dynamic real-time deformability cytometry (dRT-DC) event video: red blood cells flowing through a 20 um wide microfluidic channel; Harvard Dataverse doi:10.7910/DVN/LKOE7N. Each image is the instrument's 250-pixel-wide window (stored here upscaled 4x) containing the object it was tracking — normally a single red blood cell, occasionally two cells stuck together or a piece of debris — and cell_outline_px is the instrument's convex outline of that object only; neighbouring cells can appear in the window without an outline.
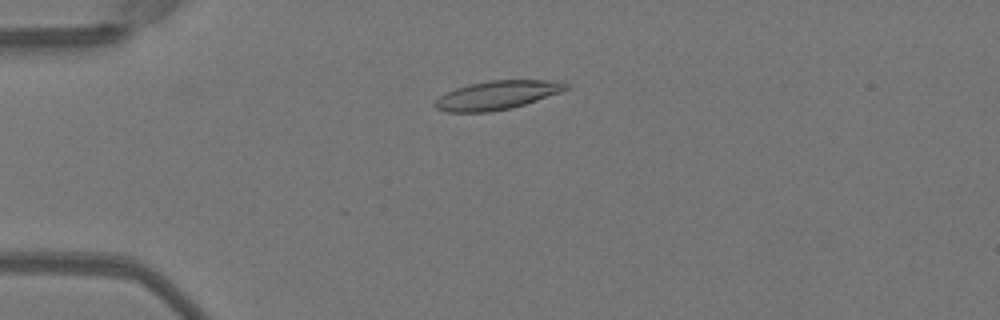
{"species": "Egyptian fruit bat (a non-hibernating species)", "species_latin": "Rousettus aegyptiacus", "temperature_condition": "warm", "stored_images_in_passage": 31, "camera_frame_rate_fps": 3000, "um_per_image_px": 0.085, "animal": {"sex": "female"}, "frame": {"image": 1, "passage_image": 14, "time_ms": 4.333, "image_size_px": [1000, 320], "cell_outline_px": [[568, 88], [560, 92], [512, 108], [488, 112], [448, 112], [436, 108], [432, 104], [440, 96], [456, 88], [468, 84], [488, 80], [564, 80], [568, 84]], "centroid_in_image_um": [42.26, 8.07], "position_along_channel_um": 42.7, "area_um2": 21.91}}
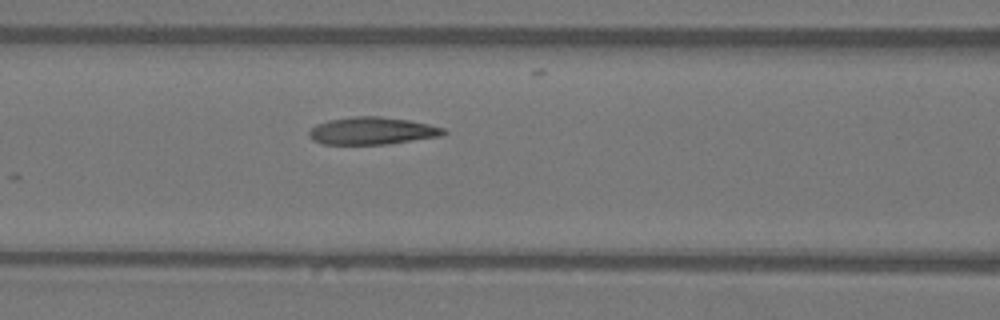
{"frame": {"image": 2, "passage_image": 23, "time_ms": 7.333, "image_size_px": [1000, 320], "cell_outline_px": [[448, 132], [444, 136], [388, 144], [324, 144], [312, 140], [308, 136], [308, 132], [316, 124], [328, 120], [352, 116], [380, 116], [408, 120], [428, 124], [444, 128]], "centroid_in_image_um": [31.65, 11.12], "position_along_channel_um": 135.0, "area_um2": 21.68}}
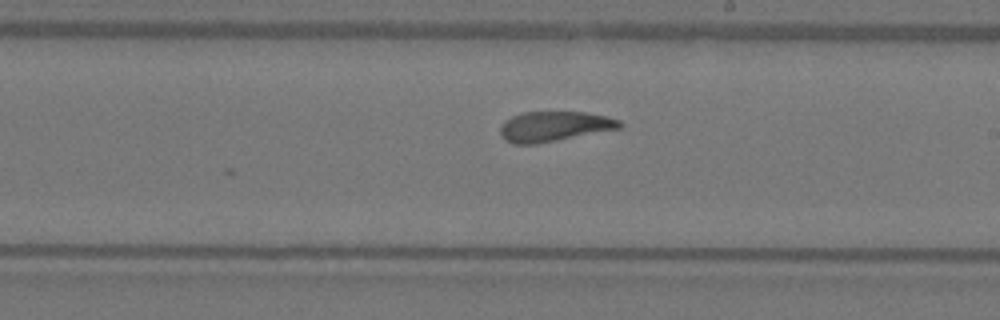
{"frame": {"image": 3, "passage_image": 31, "time_ms": 10.0, "image_size_px": [1000, 320], "cell_outline_px": [[624, 124], [620, 128], [536, 144], [512, 144], [504, 140], [500, 132], [500, 128], [504, 120], [512, 116], [524, 112], [588, 112], [620, 120]], "centroid_in_image_um": [47.08, 10.74], "position_along_channel_um": 241.9, "area_um2": 20.87}}